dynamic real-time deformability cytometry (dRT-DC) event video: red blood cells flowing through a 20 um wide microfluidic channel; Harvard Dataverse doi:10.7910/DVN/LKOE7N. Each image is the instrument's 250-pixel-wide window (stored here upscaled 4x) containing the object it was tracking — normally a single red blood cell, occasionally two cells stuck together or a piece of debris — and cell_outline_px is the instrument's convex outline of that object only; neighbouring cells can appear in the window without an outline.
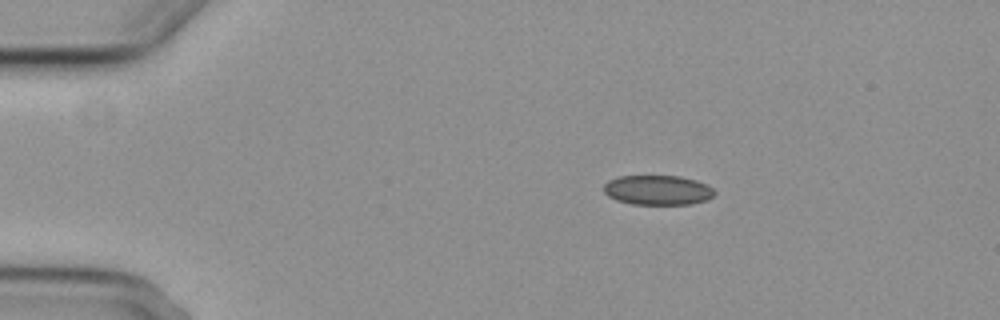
{"species": "common noctule bat (a hibernating species)", "species_latin": "Nyctalus noctula", "temperature_condition": "cold", "stored_images_in_passage": 3, "camera_frame_rate_fps": 3000, "um_per_image_px": 0.085, "animal": {"sex": "female", "body_mass_g": 29.2, "forearm_length_mm": 56.3}, "frame": {"image": 1, "passage_image": 1, "time_ms": 0.0, "image_size_px": [1000, 320], "cell_outline_px": [[716, 192], [708, 200], [692, 204], [632, 204], [616, 200], [608, 196], [604, 192], [604, 184], [608, 180], [620, 176], [680, 176], [696, 180], [708, 184]], "centroid_in_image_um": [55.92, 16.16], "position_along_channel_um": 29.1, "area_um2": 19.31}}